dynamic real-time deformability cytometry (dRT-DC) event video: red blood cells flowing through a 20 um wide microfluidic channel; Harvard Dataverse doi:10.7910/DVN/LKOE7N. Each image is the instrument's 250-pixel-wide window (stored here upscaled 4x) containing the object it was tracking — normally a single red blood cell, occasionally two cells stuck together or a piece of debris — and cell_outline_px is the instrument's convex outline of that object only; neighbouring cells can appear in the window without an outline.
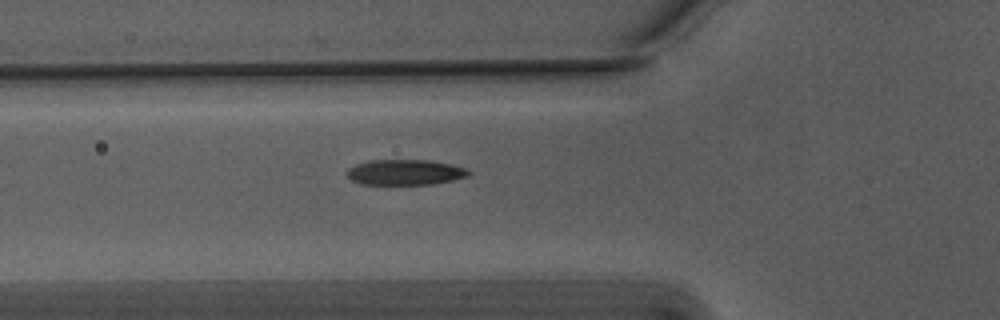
{"species": "Egyptian fruit bat (a non-hibernating species)", "species_latin": "Rousettus aegyptiacus", "temperature_condition": "warm", "stored_images_in_passage": 40, "segment_of_instrument_passage": [1, 2], "camera_frame_rate_fps": 3000, "um_per_image_px": 0.085, "animal": {"sex": "male"}, "frame": {"image": 1, "passage_image": 4, "time_ms": 1.0, "image_size_px": [1000, 320], "cell_outline_px": [[472, 172], [468, 176], [452, 180], [432, 184], [360, 184], [352, 180], [348, 176], [348, 168], [356, 164], [368, 160], [428, 160], [452, 164], [464, 168]], "centroid_in_image_um": [34.43, 14.64], "position_along_channel_um": 91.4, "area_um2": 17.98}}
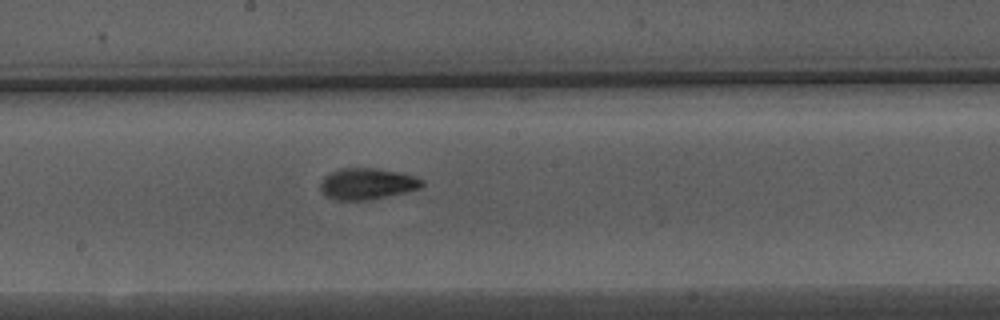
{"frame": {"image": 2, "passage_image": 14, "time_ms": 4.333, "image_size_px": [1000, 320], "cell_outline_px": [[424, 184], [420, 188], [404, 192], [368, 200], [336, 200], [328, 196], [320, 188], [320, 184], [324, 176], [340, 168], [376, 168], [396, 172], [412, 176], [424, 180]], "centroid_in_image_um": [31.19, 15.62], "position_along_channel_um": 217.0, "area_um2": 18.21}}
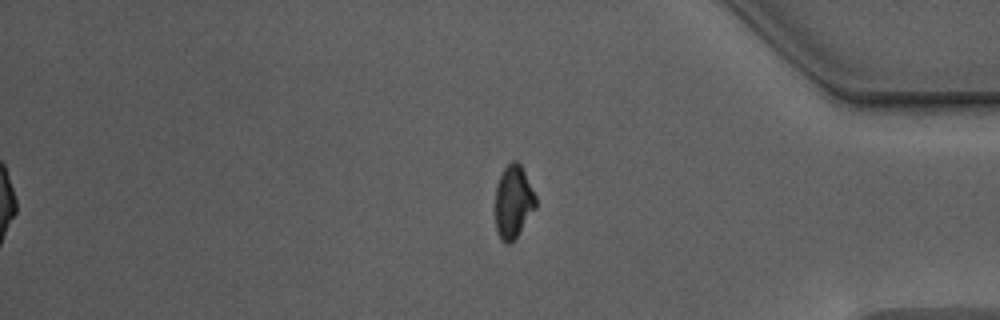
{"frame": {"image": 3, "passage_image": 30, "time_ms": 9.667, "image_size_px": [1000, 320], "cell_outline_px": [[536, 208], [516, 236], [508, 244], [504, 244], [500, 240], [496, 228], [496, 188], [500, 176], [504, 168], [512, 160], [516, 160], [520, 164], [536, 196]], "centroid_in_image_um": [43.63, 17.15], "position_along_channel_um": 391.6, "area_um2": 16.94}}